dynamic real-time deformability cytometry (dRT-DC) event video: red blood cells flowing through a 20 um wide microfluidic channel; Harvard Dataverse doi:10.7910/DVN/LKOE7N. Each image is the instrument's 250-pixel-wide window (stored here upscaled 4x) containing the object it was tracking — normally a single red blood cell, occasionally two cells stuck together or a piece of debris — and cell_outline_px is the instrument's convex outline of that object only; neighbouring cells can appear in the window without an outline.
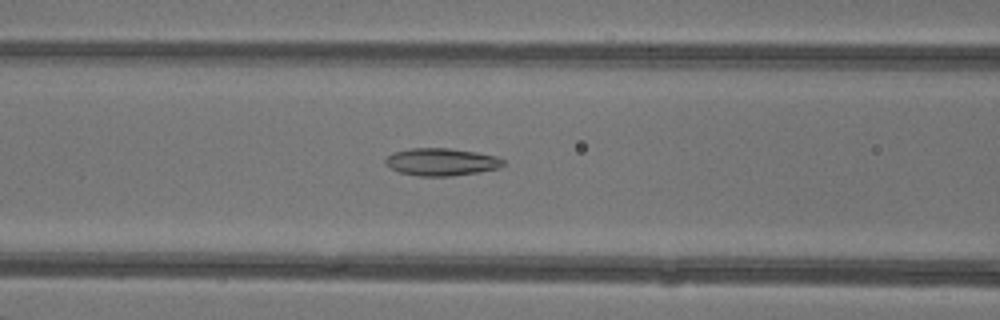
{"species": "common noctule bat (a hibernating species)", "species_latin": "Nyctalus noctula", "temperature_condition": "warm", "stored_images_in_passage": 42, "camera_frame_rate_fps": 3000, "um_per_image_px": 0.085, "animal": {"sex": "female"}, "frame": {"image": 1, "passage_image": 15, "time_ms": 4.667, "image_size_px": [1000, 320], "cell_outline_px": [[504, 164], [500, 168], [452, 176], [416, 176], [400, 172], [392, 168], [384, 160], [392, 152], [412, 148], [448, 148], [476, 152], [496, 156], [504, 160]], "centroid_in_image_um": [37.53, 13.76], "position_along_channel_um": 129.1, "area_um2": 18.73}}
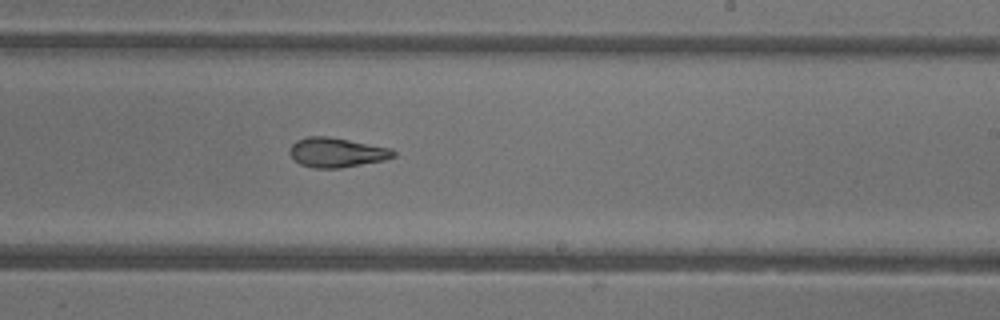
{"frame": {"image": 2, "passage_image": 24, "time_ms": 7.667, "image_size_px": [1000, 320], "cell_outline_px": [[396, 156], [384, 160], [340, 168], [312, 168], [300, 164], [288, 152], [292, 144], [296, 140], [308, 136], [328, 136], [392, 148], [396, 152]], "centroid_in_image_um": [28.62, 12.95], "position_along_channel_um": 260.4, "area_um2": 17.92}}
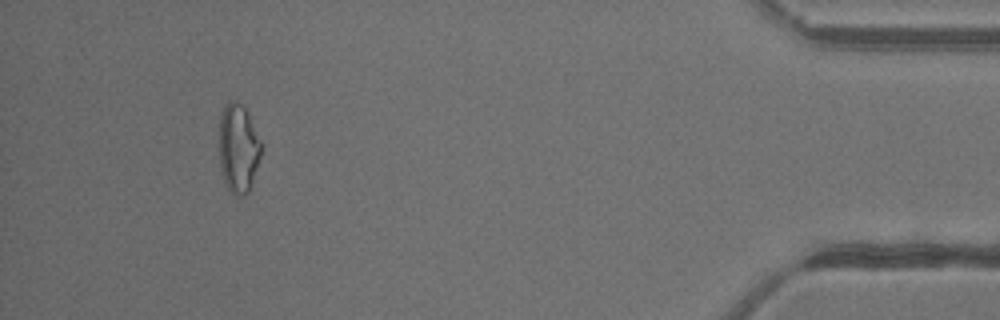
{"frame": {"image": 3, "passage_image": 39, "time_ms": 12.667, "image_size_px": [1000, 320], "cell_outline_px": [[260, 156], [252, 184], [248, 192], [244, 196], [236, 196], [228, 188], [224, 180], [220, 168], [220, 112], [224, 104], [228, 100], [232, 100], [240, 104], [244, 108], [260, 140]], "centroid_in_image_um": [20.23, 12.62], "position_along_channel_um": 415.0, "area_um2": 21.39}, "authors_computed_cell_mechanics": {"area_um2": 19.3052, "velocity_mm_per_s": 4.3838, "shape_relaxation_time_tau1_ms": null, "shape_relaxation_time_tau2_ms": 2.3585, "deformation_change_tau1": null, "deformation_change_tau2": 0.0943}}